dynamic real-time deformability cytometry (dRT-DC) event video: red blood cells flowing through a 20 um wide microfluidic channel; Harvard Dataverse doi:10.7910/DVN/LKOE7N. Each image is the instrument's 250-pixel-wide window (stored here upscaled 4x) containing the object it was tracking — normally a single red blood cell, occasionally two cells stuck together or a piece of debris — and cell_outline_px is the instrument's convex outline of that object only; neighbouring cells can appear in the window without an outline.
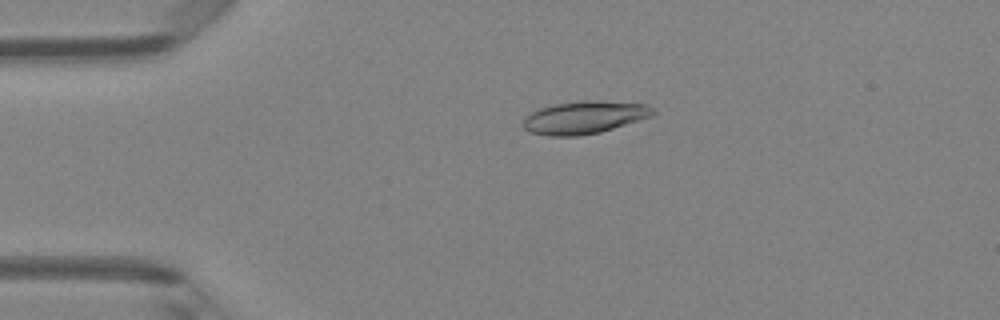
{"species": "Egyptian fruit bat (a non-hibernating species)", "species_latin": "Rousettus aegyptiacus", "temperature_condition": "room temperature", "stored_images_in_passage": 47, "camera_frame_rate_fps": 3000, "um_per_image_px": 0.085, "animal": {"sex": "female"}, "frame": {"image": 1, "passage_image": 10, "time_ms": 3.0, "image_size_px": [1000, 320], "cell_outline_px": [[656, 112], [652, 116], [600, 132], [580, 136], [548, 136], [528, 132], [524, 128], [524, 116], [540, 108], [556, 104], [584, 100], [596, 100], [648, 104]], "centroid_in_image_um": [49.67, 9.98], "position_along_channel_um": 35.3, "area_um2": 24.74}}
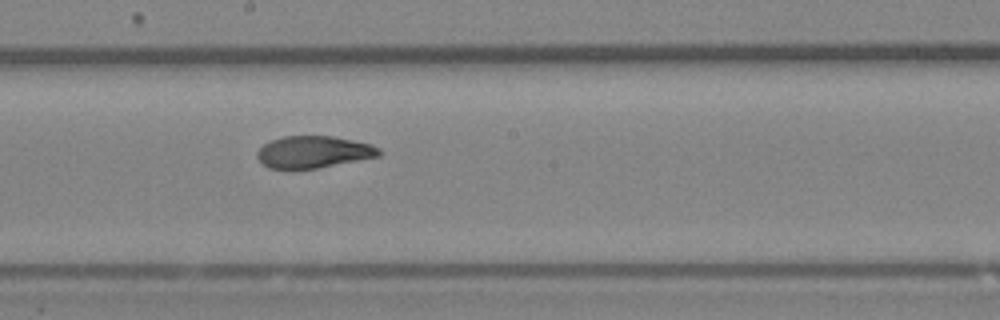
{"frame": {"image": 2, "passage_image": 26, "time_ms": 8.333, "image_size_px": [1000, 320], "cell_outline_px": [[380, 156], [316, 168], [268, 168], [256, 156], [256, 152], [264, 144], [272, 140], [284, 136], [332, 136], [372, 144], [380, 148]], "centroid_in_image_um": [26.66, 12.9], "position_along_channel_um": 221.5, "area_um2": 22.43}}
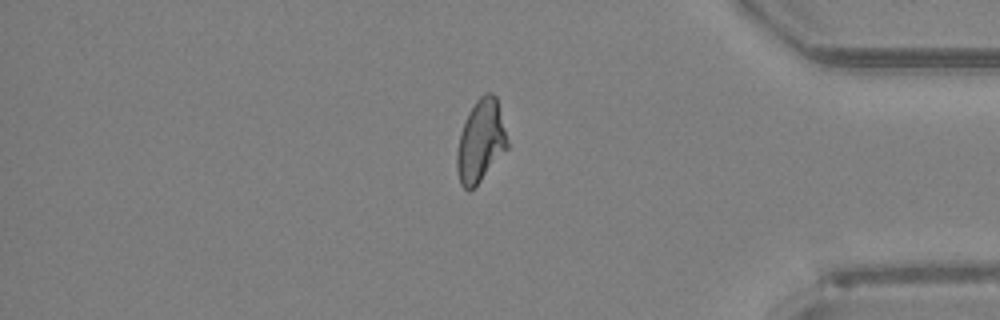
{"frame": {"image": 3, "passage_image": 40, "time_ms": 13.0, "image_size_px": [1000, 320], "cell_outline_px": [[508, 148], [480, 180], [468, 192], [460, 184], [456, 168], [456, 152], [460, 132], [476, 100], [484, 92], [492, 92], [496, 96], [508, 140]], "centroid_in_image_um": [40.85, 11.99], "position_along_channel_um": 394.4, "area_um2": 23.93}, "authors_computed_cell_mechanics": {"area_um2": 24.0448, "velocity_mm_per_s": 4.2532, "shape_relaxation_time_tau1_ms": null, "shape_relaxation_time_tau2_ms": 1.5919, "deformation_change_tau1": null, "deformation_change_tau2": 0.0781}}